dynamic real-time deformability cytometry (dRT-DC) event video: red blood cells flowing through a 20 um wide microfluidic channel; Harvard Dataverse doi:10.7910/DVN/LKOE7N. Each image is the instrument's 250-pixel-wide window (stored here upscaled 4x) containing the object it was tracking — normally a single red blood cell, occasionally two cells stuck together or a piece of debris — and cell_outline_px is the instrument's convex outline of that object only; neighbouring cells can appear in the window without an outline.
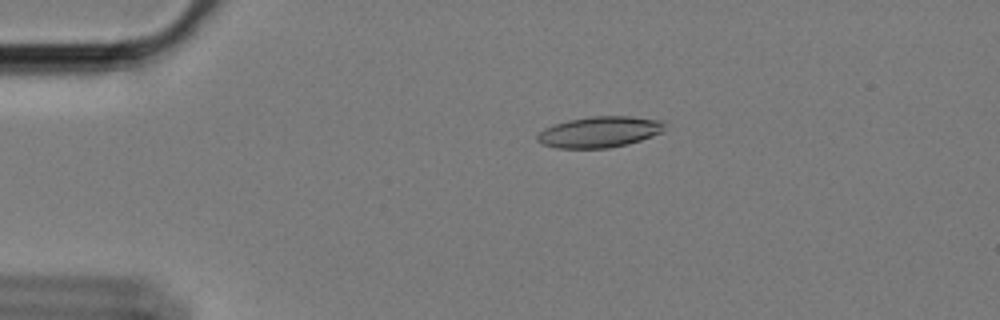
{"species": "Egyptian fruit bat (a non-hibernating species)", "species_latin": "Rousettus aegyptiacus", "temperature_condition": "cold", "stored_images_in_passage": 56, "camera_frame_rate_fps": 3000, "um_per_image_px": 0.085, "animal": {"sex": "female"}, "frame": {"image": 1, "passage_image": 9, "time_ms": 2.667, "image_size_px": [1000, 320], "cell_outline_px": [[664, 124], [660, 132], [652, 136], [628, 144], [608, 148], [556, 148], [544, 144], [536, 140], [536, 136], [544, 128], [568, 120], [592, 116], [628, 116], [660, 120]], "centroid_in_image_um": [50.92, 11.22], "position_along_channel_um": 34.1, "area_um2": 22.72}}
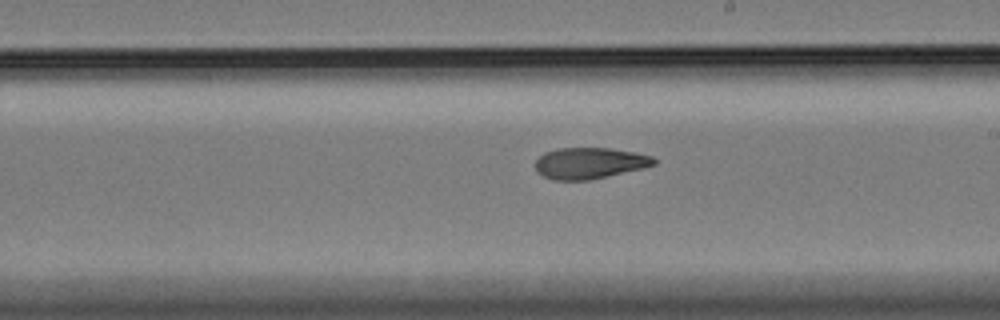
{"frame": {"image": 2, "passage_image": 31, "time_ms": 10.0, "image_size_px": [1000, 320], "cell_outline_px": [[656, 164], [640, 168], [588, 180], [552, 180], [544, 176], [536, 168], [536, 160], [544, 152], [556, 148], [612, 148], [636, 152], [652, 156], [656, 160]], "centroid_in_image_um": [50.1, 13.85], "position_along_channel_um": 238.9, "area_um2": 21.33}}
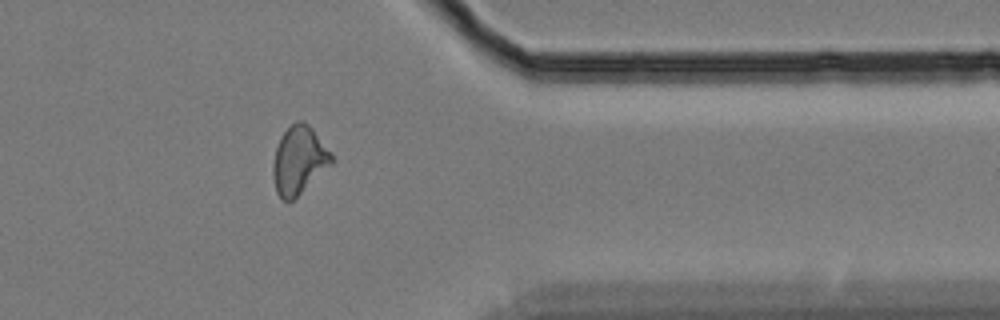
{"frame": {"image": 3, "passage_image": 45, "time_ms": 14.667, "image_size_px": [1000, 320], "cell_outline_px": [[332, 164], [292, 200], [284, 200], [276, 192], [272, 176], [272, 164], [276, 148], [280, 136], [296, 120], [304, 120], [312, 128], [332, 152]], "centroid_in_image_um": [25.4, 13.59], "position_along_channel_um": 386.0, "area_um2": 23.06}, "authors_computed_cell_mechanics": {"area_um2": 22.3108, "velocity_mm_per_s": 3.3997, "shape_relaxation_time_tau1_ms": 10.9526, "shape_relaxation_time_tau2_ms": 6.1573, "deformation_change_tau1": 0.2256, "deformation_change_tau2": 0.1142}}